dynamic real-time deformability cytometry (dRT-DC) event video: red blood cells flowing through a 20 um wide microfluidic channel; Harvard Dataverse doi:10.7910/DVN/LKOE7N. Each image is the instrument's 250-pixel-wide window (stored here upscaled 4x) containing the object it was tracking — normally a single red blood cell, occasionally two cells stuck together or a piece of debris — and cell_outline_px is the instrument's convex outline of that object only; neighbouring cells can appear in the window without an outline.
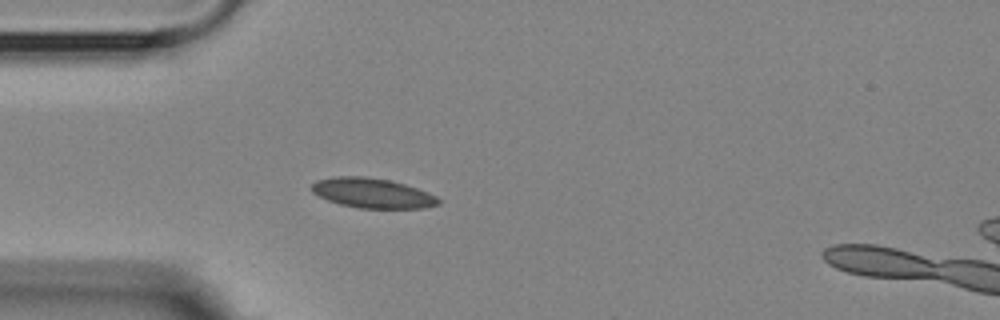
{"species": "Egyptian fruit bat (a non-hibernating species)", "species_latin": "Rousettus aegyptiacus", "temperature_condition": "room temperature", "stored_images_in_passage": 3, "camera_frame_rate_fps": 3000, "um_per_image_px": 0.085, "animal": {"sex": "female"}, "frame": {"image": 1, "passage_image": 3, "time_ms": 3.333, "image_size_px": [1000, 320], "cell_outline_px": [[440, 204], [424, 208], [360, 208], [340, 204], [328, 200], [312, 192], [312, 184], [316, 180], [340, 176], [364, 176], [388, 180], [404, 184], [428, 192], [436, 196], [440, 200]], "centroid_in_image_um": [31.67, 16.41], "position_along_channel_um": 53.3, "area_um2": 21.85}}